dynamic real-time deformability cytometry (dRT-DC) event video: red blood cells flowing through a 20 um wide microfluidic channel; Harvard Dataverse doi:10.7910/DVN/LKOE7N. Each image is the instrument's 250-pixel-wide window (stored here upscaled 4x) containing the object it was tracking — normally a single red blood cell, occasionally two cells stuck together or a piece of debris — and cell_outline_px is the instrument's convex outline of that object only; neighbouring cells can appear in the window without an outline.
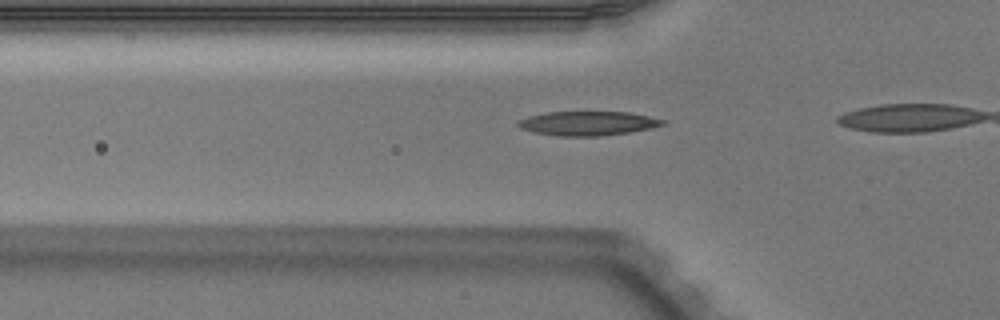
{"species": "Egyptian fruit bat (a non-hibernating species)", "species_latin": "Rousettus aegyptiacus", "temperature_condition": "warm", "stored_images_in_passage": 6, "camera_frame_rate_fps": 3000, "um_per_image_px": 0.085, "animal": {"sex": "male"}, "frame": {"image": 1, "passage_image": 4, "time_ms": 1.0, "image_size_px": [1000, 320], "cell_outline_px": [[668, 120], [664, 124], [652, 128], [628, 132], [600, 136], [560, 136], [536, 132], [520, 128], [516, 124], [516, 120], [528, 116], [548, 112], [628, 112]], "centroid_in_image_um": [49.96, 10.48], "position_along_channel_um": 75.8, "area_um2": 20.35}}